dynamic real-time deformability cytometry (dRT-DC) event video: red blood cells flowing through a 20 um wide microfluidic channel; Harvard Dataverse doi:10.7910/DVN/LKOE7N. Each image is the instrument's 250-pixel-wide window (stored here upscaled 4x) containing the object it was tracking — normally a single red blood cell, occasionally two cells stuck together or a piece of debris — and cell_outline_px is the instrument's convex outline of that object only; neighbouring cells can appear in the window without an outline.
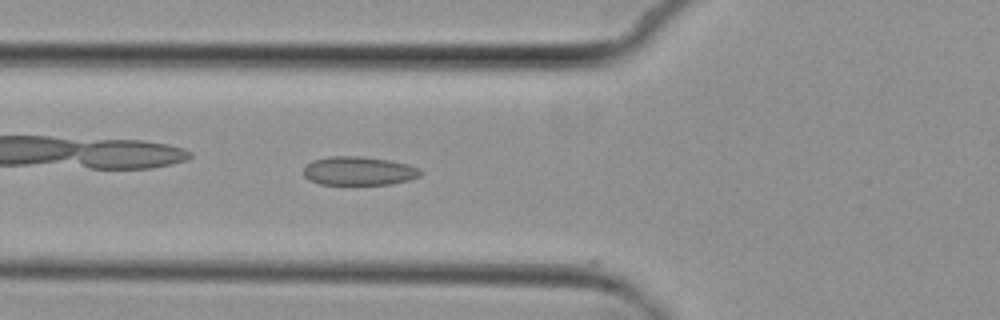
{"species": "common noctule bat (a hibernating species)", "species_latin": "Nyctalus noctula", "temperature_condition": "cold", "stored_images_in_passage": 5, "camera_frame_rate_fps": 3000, "um_per_image_px": 0.085, "animal": {"sex": "female", "body_mass_g": 29.2, "forearm_length_mm": 56.3}, "frame": {"image": 1, "passage_image": 5, "time_ms": 4.333, "image_size_px": [1000, 320], "cell_outline_px": [[424, 172], [420, 176], [408, 180], [388, 184], [320, 184], [308, 180], [304, 176], [304, 168], [312, 160], [328, 156], [360, 156], [388, 160], [408, 164], [420, 168]], "centroid_in_image_um": [30.5, 14.52], "position_along_channel_um": 95.3, "area_um2": 19.59}}